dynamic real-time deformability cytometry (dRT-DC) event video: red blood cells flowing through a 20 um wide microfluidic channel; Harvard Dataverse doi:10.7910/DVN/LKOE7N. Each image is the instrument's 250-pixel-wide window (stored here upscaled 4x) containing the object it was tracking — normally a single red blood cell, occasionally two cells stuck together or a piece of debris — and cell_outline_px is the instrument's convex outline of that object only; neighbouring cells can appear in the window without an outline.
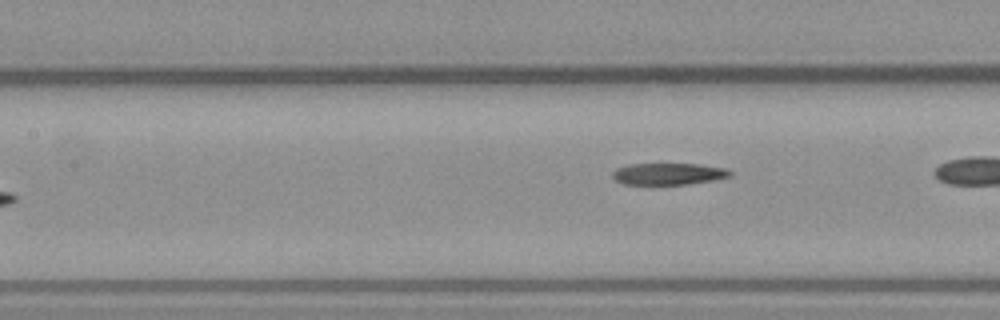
{"species": "common noctule bat (a hibernating species)", "species_latin": "Nyctalus noctula", "temperature_condition": "warm", "stored_images_in_passage": 6, "camera_frame_rate_fps": 3000, "um_per_image_px": 0.085, "animal": {"sex": "male", "body_mass_g": 23.1, "forearm_length_mm": 52.7}, "frame": {"image": 1, "passage_image": 6, "time_ms": 7.0, "image_size_px": [1000, 320], "cell_outline_px": [[732, 176], [712, 180], [688, 184], [624, 184], [616, 180], [612, 176], [612, 172], [616, 168], [628, 164], [700, 164], [728, 168], [732, 172]], "centroid_in_image_um": [56.84, 14.77], "position_along_channel_um": 150.6, "area_um2": 14.91}}